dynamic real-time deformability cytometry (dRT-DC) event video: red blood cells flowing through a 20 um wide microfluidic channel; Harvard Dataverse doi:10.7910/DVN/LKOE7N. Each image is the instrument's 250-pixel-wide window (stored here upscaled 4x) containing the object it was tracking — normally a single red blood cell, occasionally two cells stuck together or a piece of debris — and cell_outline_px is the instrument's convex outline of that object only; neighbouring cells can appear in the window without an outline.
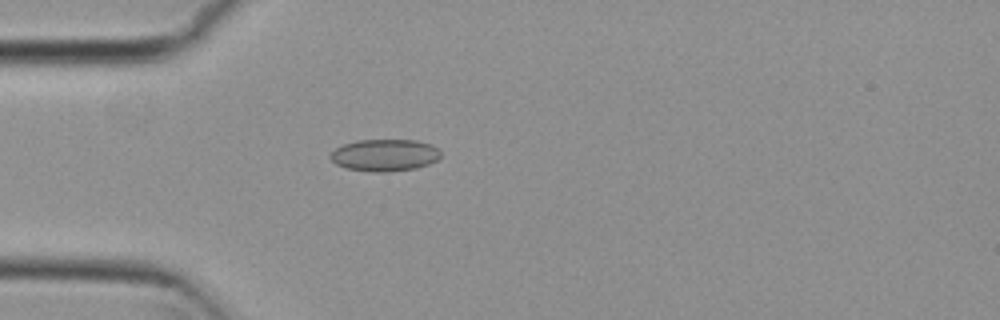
{"species": "common noctule bat (a hibernating species)", "species_latin": "Nyctalus noctula", "temperature_condition": "cold", "stored_images_in_passage": 55, "camera_frame_rate_fps": 3000, "um_per_image_px": 0.085, "animal": {"sex": "female", "body_mass_g": 29.2, "forearm_length_mm": 56.3}, "frame": {"image": 1, "passage_image": 16, "time_ms": 5.0, "image_size_px": [1000, 320], "cell_outline_px": [[440, 156], [436, 160], [428, 164], [416, 168], [388, 172], [372, 172], [344, 168], [336, 164], [328, 156], [336, 148], [344, 144], [356, 140], [416, 140], [432, 144], [440, 148]], "centroid_in_image_um": [32.7, 13.19], "position_along_channel_um": 52.3, "area_um2": 20.75}}
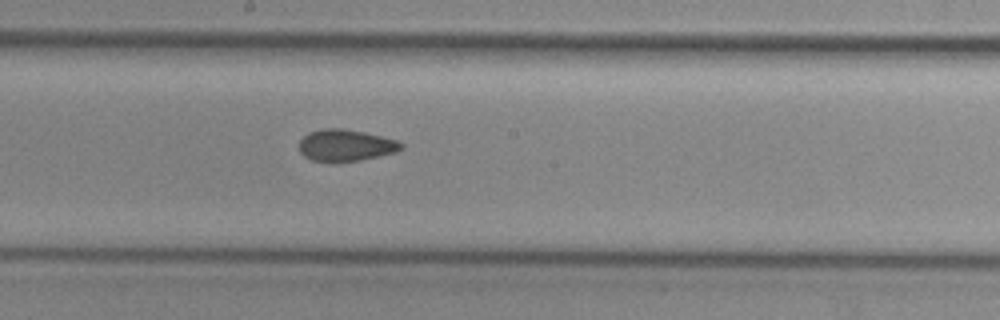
{"frame": {"image": 2, "passage_image": 30, "time_ms": 9.667, "image_size_px": [1000, 320], "cell_outline_px": [[404, 148], [396, 152], [360, 160], [312, 160], [304, 156], [300, 152], [300, 140], [308, 132], [320, 128], [340, 128], [364, 132], [396, 140], [404, 144]], "centroid_in_image_um": [29.39, 12.32], "position_along_channel_um": 218.8, "area_um2": 18.5}}
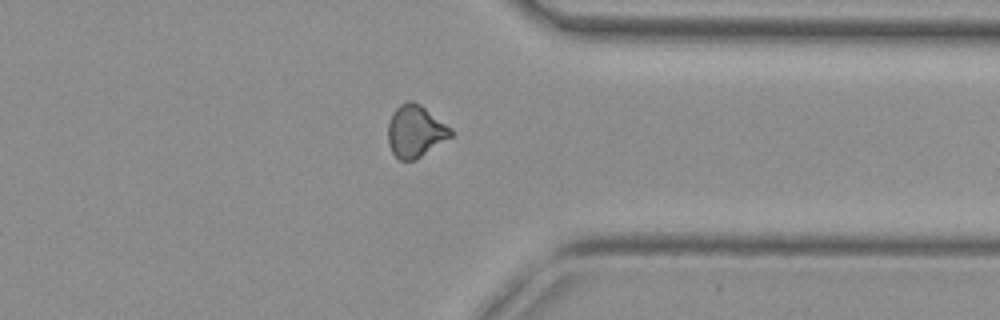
{"frame": {"image": 3, "passage_image": 43, "time_ms": 14.0, "image_size_px": [1000, 320], "cell_outline_px": [[452, 136], [416, 160], [400, 160], [392, 152], [388, 144], [388, 124], [392, 112], [400, 104], [408, 100], [412, 100], [420, 104], [452, 128]], "centroid_in_image_um": [35.3, 11.15], "position_along_channel_um": 376.1, "area_um2": 19.13}, "authors_computed_cell_mechanics": {"area_um2": 19.2474, "velocity_mm_per_s": 3.7463, "shape_relaxation_time_tau1_ms": null, "shape_relaxation_time_tau2_ms": 1.8207, "deformation_change_tau1": null, "deformation_change_tau2": 0.0677}}